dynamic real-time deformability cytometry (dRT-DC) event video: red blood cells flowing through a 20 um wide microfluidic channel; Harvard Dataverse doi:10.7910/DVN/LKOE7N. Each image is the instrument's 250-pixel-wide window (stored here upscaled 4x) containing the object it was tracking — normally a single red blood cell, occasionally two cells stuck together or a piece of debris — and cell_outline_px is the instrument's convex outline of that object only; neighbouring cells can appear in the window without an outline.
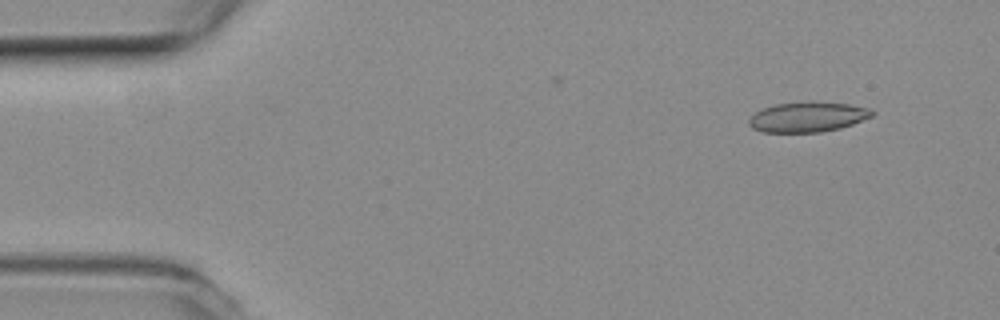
{"species": "common noctule bat (a hibernating species)", "species_latin": "Nyctalus noctula", "temperature_condition": "room temperature", "stored_images_in_passage": 12, "camera_frame_rate_fps": 3000, "um_per_image_px": 0.085, "animal": {"sex": "female", "body_mass_g": 19.3, "forearm_length_mm": 54.1}, "frame": {"image": 1, "passage_image": 5, "time_ms": 1.333, "image_size_px": [1000, 320], "cell_outline_px": [[876, 112], [872, 116], [852, 124], [840, 128], [820, 132], [760, 132], [752, 128], [748, 124], [748, 120], [756, 112], [764, 108], [776, 104], [848, 104], [868, 108]], "centroid_in_image_um": [68.63, 9.99], "position_along_channel_um": 16.4, "area_um2": 20.69}}